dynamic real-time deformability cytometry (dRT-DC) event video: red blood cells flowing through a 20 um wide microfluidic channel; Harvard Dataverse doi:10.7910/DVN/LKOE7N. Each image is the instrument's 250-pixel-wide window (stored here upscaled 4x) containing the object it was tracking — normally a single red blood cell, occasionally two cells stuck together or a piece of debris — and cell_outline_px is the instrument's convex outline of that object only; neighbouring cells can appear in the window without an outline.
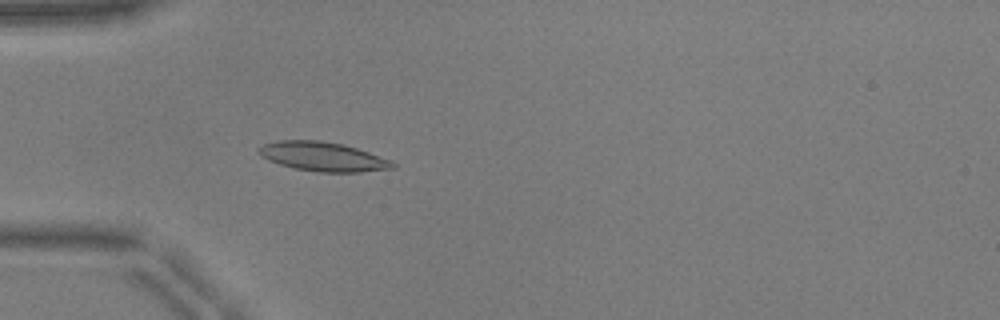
{"species": "common noctule bat (a hibernating species)", "species_latin": "Nyctalus noctula", "temperature_condition": "warm", "stored_images_in_passage": 51, "camera_frame_rate_fps": 3000, "um_per_image_px": 0.085, "animal": {"sex": "male", "body_mass_g": 17.9, "forearm_length_mm": 54.2}, "frame": {"image": 1, "passage_image": 16, "time_ms": 5.0, "image_size_px": [1000, 320], "cell_outline_px": [[396, 168], [360, 172], [316, 172], [296, 168], [280, 164], [268, 160], [256, 152], [256, 148], [264, 144], [280, 140], [320, 140], [344, 144], [392, 160], [396, 164]], "centroid_in_image_um": [27.45, 13.31], "position_along_channel_um": 57.5, "area_um2": 22.89}}
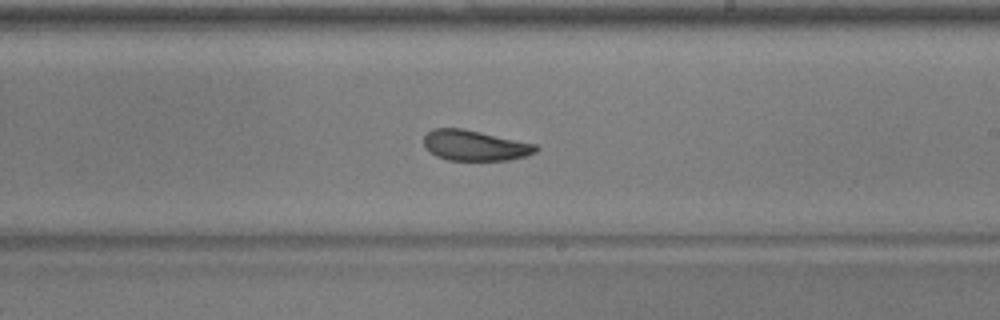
{"frame": {"image": 2, "passage_image": 31, "time_ms": 10.0, "image_size_px": [1000, 320], "cell_outline_px": [[540, 148], [536, 152], [528, 156], [508, 160], [448, 160], [436, 156], [424, 144], [424, 136], [432, 128], [460, 128], [480, 132], [536, 144]], "centroid_in_image_um": [40.4, 12.37], "position_along_channel_um": 248.6, "area_um2": 19.77}}
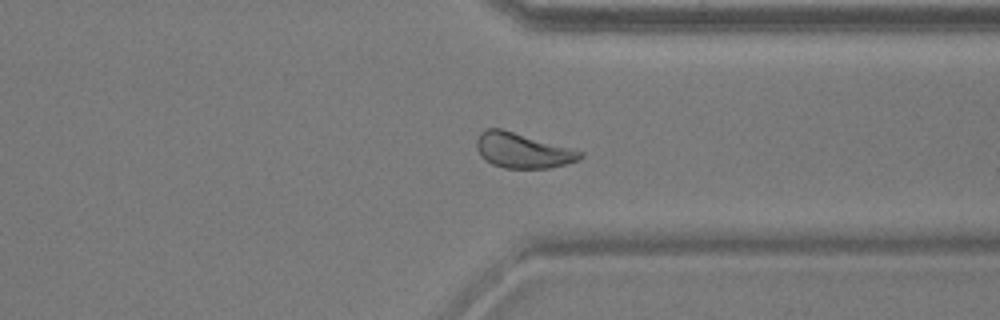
{"frame": {"image": 3, "passage_image": 40, "time_ms": 13.0, "image_size_px": [1000, 320], "cell_outline_px": [[584, 156], [576, 160], [564, 164], [548, 168], [504, 168], [492, 164], [484, 160], [480, 156], [476, 148], [476, 140], [480, 132], [488, 128], [500, 128], [572, 148], [584, 152]], "centroid_in_image_um": [44.38, 12.79], "position_along_channel_um": 367.0, "area_um2": 21.15}, "authors_computed_cell_mechanics": {"area_um2": 20.9236, "velocity_mm_per_s": 3.9361, "shape_relaxation_time_tau1_ms": 4.5264, "shape_relaxation_time_tau2_ms": 2.0659, "deformation_change_tau1": 0.1218, "deformation_change_tau2": 0.0787}}